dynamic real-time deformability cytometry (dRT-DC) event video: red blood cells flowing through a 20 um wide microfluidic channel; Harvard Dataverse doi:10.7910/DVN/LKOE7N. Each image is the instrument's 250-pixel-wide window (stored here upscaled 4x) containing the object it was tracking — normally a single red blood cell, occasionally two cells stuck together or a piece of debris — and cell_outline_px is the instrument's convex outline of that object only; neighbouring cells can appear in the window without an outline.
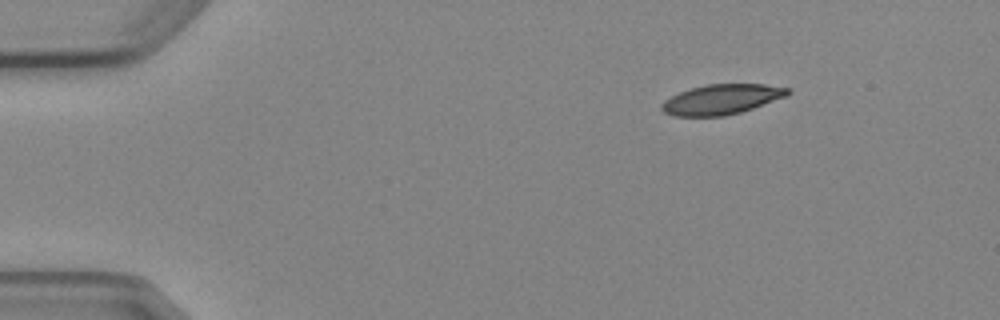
{"species": "Egyptian fruit bat (a non-hibernating species)", "species_latin": "Rousettus aegyptiacus", "temperature_condition": "cold", "stored_images_in_passage": 6, "camera_frame_rate_fps": 3000, "um_per_image_px": 0.085, "animal": {"sex": "female"}, "frame": {"image": 1, "passage_image": 1, "time_ms": 0.0, "image_size_px": [1000, 320], "cell_outline_px": [[792, 92], [788, 96], [740, 112], [724, 116], [672, 116], [664, 112], [660, 108], [660, 104], [664, 100], [680, 92], [692, 88], [708, 84], [764, 84], [792, 88]], "centroid_in_image_um": [61.36, 8.44], "position_along_channel_um": 23.6, "area_um2": 22.14}}
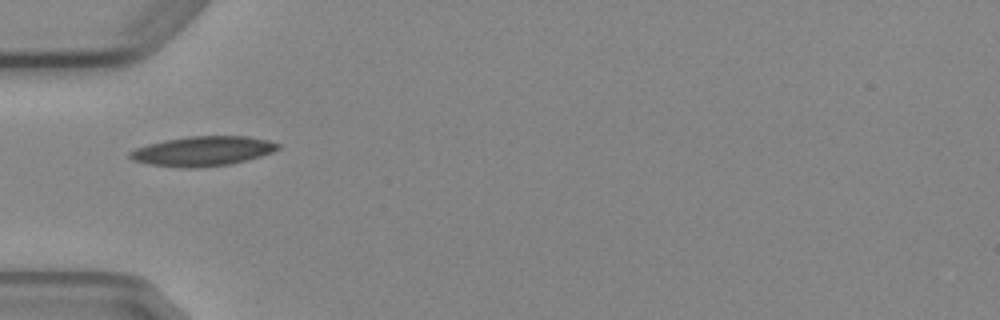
{"frame": {"image": 2, "passage_image": 4, "time_ms": 3.333, "image_size_px": [1000, 320], "cell_outline_px": [[280, 148], [272, 152], [260, 156], [228, 164], [196, 168], [184, 168], [148, 164], [132, 160], [128, 156], [128, 152], [136, 148], [148, 144], [164, 140], [188, 136], [248, 136], [268, 140], [280, 144]], "centroid_in_image_um": [17.2, 12.84], "position_along_channel_um": 67.8, "area_um2": 25.55}}
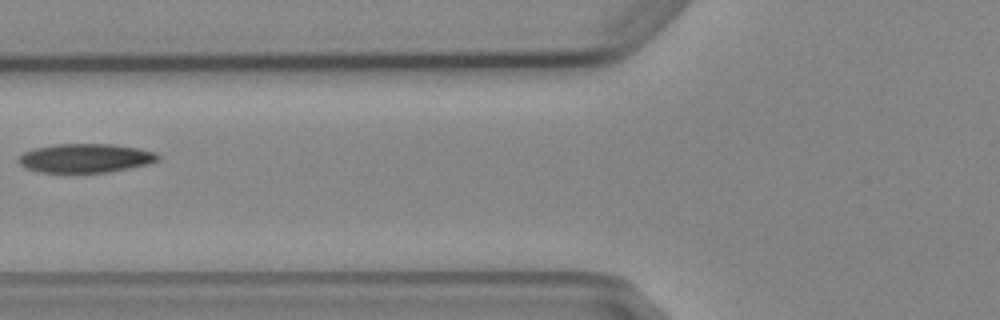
{"frame": {"image": 3, "passage_image": 5, "time_ms": 4.667, "image_size_px": [1000, 320], "cell_outline_px": [[160, 160], [148, 164], [108, 172], [36, 172], [24, 168], [16, 160], [24, 152], [32, 148], [56, 144], [112, 144], [140, 148], [156, 152], [160, 156]], "centroid_in_image_um": [7.25, 13.43], "position_along_channel_um": 118.5, "area_um2": 23.7}}